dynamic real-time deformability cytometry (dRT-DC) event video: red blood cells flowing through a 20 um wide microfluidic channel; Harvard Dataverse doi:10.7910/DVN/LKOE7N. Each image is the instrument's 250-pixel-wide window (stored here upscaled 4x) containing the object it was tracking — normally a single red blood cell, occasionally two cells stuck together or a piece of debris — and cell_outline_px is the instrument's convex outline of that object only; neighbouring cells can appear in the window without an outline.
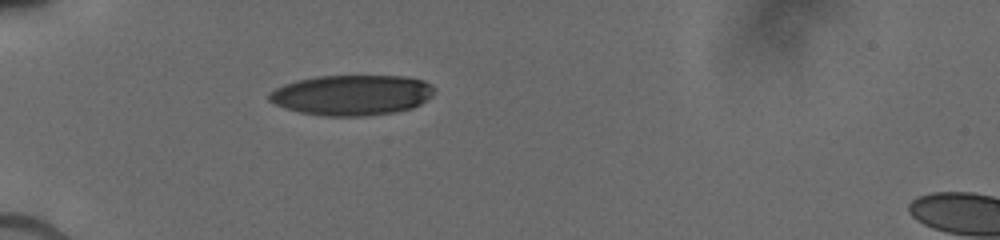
{"species": "human", "species_latin": "Homo sapiens", "temperature_condition": "cold", "stored_images_in_passage": 16, "camera_frame_rate_fps": 3000, "um_per_image_px": 0.085, "donor": {"sex": "male"}, "frame": {"image": 1, "passage_image": 1, "time_ms": 0.0, "image_size_px": [1000, 240], "cell_outline_px": [[436, 92], [432, 96], [420, 104], [412, 108], [396, 112], [364, 116], [320, 116], [300, 112], [276, 104], [268, 100], [268, 92], [284, 84], [296, 80], [316, 76], [404, 76], [424, 80], [432, 84], [436, 88]], "centroid_in_image_um": [29.94, 8.07], "position_along_channel_um": 55.1, "area_um2": 39.19}}
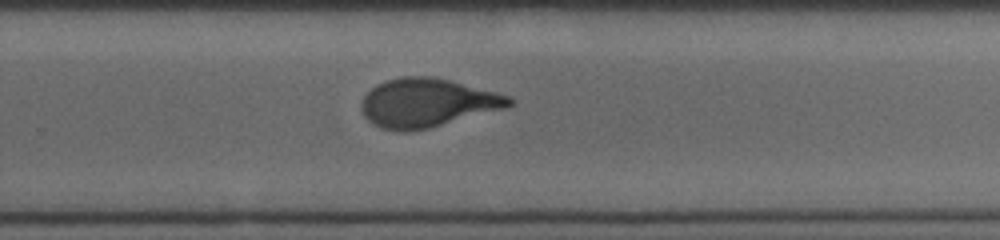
{"frame": {"image": 2, "passage_image": 10, "time_ms": 6.333, "image_size_px": [1000, 240], "cell_outline_px": [[512, 104], [504, 108], [428, 128], [408, 132], [400, 132], [380, 128], [368, 120], [364, 116], [360, 108], [360, 104], [364, 96], [376, 84], [400, 76], [432, 76], [452, 80], [496, 92], [508, 96], [512, 100]], "centroid_in_image_um": [36.26, 8.73], "position_along_channel_um": 293.5, "area_um2": 41.79}}
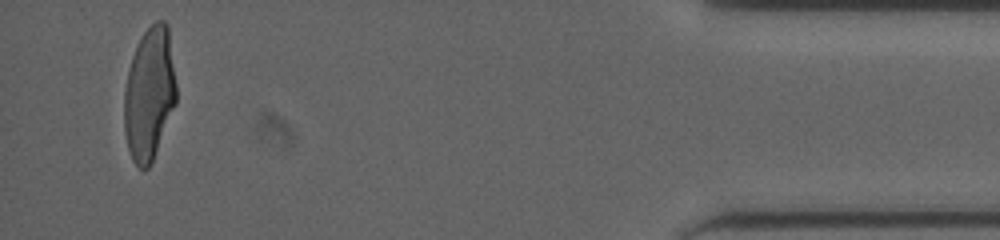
{"frame": {"image": 3, "passage_image": 16, "time_ms": 11.0, "image_size_px": [1000, 240], "cell_outline_px": [[176, 104], [152, 164], [148, 168], [140, 168], [132, 160], [128, 148], [124, 128], [124, 92], [128, 68], [132, 56], [144, 32], [156, 20], [164, 20], [168, 24], [176, 84]], "centroid_in_image_um": [12.7, 7.99], "position_along_channel_um": 422.5, "area_um2": 40.58}}